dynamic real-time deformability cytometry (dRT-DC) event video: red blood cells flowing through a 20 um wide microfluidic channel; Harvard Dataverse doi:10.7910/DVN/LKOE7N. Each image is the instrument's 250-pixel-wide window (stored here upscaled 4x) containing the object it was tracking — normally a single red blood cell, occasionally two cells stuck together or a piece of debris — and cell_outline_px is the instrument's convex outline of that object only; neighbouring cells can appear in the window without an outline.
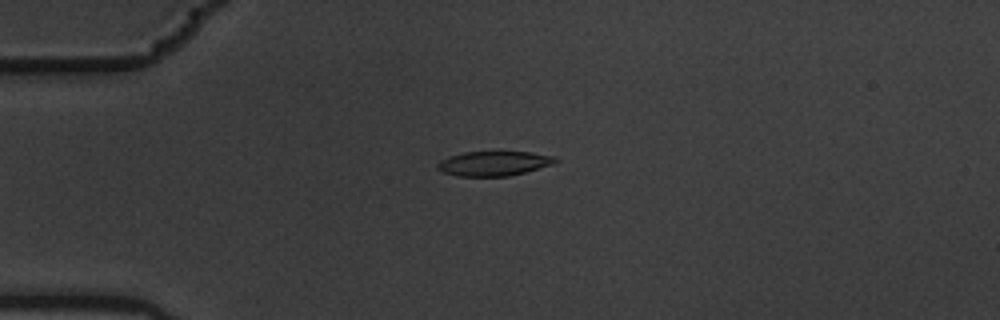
{"species": "common noctule bat (a hibernating species)", "species_latin": "Nyctalus noctula", "temperature_condition": "warm", "stored_images_in_passage": 7, "camera_frame_rate_fps": 3000, "um_per_image_px": 0.085, "animal": {"sex": "male", "body_mass_g": 19.5, "forearm_length_mm": 54.6}, "frame": {"image": 1, "passage_image": 5, "time_ms": 1.333, "image_size_px": [1000, 320], "cell_outline_px": [[560, 160], [552, 164], [524, 172], [508, 176], [456, 176], [440, 172], [436, 168], [436, 164], [440, 160], [448, 156], [464, 152], [528, 152], [556, 156]], "centroid_in_image_um": [41.92, 13.89], "position_along_channel_um": 43.1, "area_um2": 16.99}}